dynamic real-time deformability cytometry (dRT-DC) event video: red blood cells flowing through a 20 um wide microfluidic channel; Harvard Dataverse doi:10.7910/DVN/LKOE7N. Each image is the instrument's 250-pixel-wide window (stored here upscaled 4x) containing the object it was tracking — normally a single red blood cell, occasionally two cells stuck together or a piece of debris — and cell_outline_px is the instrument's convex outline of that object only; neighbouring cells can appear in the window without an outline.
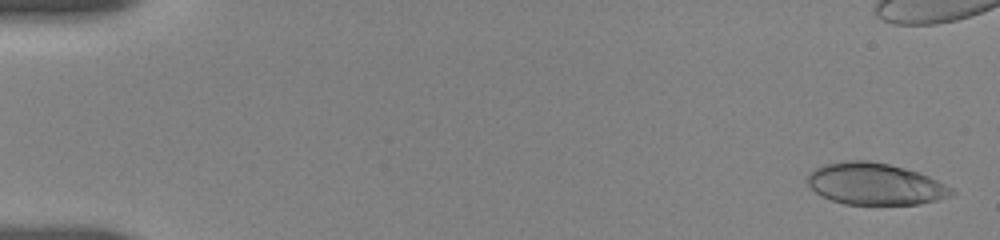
{"species": "human", "species_latin": "Homo sapiens", "temperature_condition": "room temperature", "stored_images_in_passage": 10, "camera_frame_rate_fps": 3000, "um_per_image_px": 0.085, "donor": {"sex": "female"}, "frame": {"image": 1, "passage_image": 1, "time_ms": 0.0, "image_size_px": [1000, 240], "cell_outline_px": [[956, 192], [952, 196], [940, 200], [920, 204], [844, 204], [820, 196], [808, 184], [808, 172], [824, 164], [844, 160], [868, 160], [888, 164], [904, 168], [928, 176], [952, 188]], "centroid_in_image_um": [74.38, 15.64], "position_along_channel_um": 10.6, "area_um2": 35.08}}
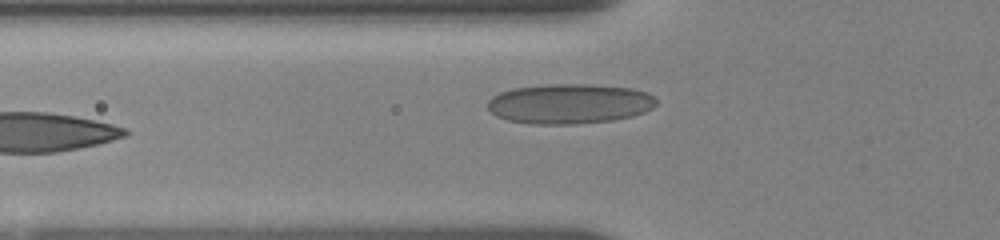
{"frame": {"image": 2, "passage_image": 10, "time_ms": 7.0, "image_size_px": [1000, 240], "cell_outline_px": [[656, 104], [652, 108], [644, 112], [632, 116], [612, 120], [576, 124], [532, 124], [508, 120], [496, 116], [488, 108], [488, 100], [492, 96], [500, 92], [512, 88], [548, 84], [588, 84], [632, 88], [648, 92], [656, 100]], "centroid_in_image_um": [48.39, 8.81], "position_along_channel_um": 77.4, "area_um2": 39.36}}